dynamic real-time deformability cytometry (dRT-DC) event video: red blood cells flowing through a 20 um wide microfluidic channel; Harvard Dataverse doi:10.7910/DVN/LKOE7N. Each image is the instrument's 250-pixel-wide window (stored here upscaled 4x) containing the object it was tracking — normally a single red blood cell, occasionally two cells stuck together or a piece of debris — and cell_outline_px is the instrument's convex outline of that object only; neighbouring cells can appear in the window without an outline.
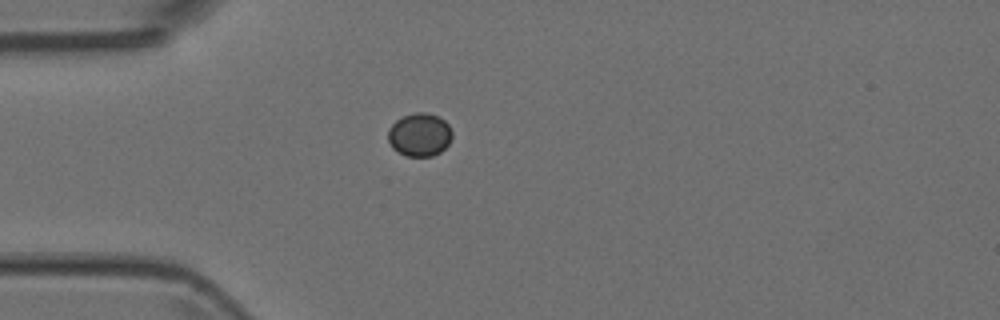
{"species": "Egyptian fruit bat (a non-hibernating species)", "species_latin": "Rousettus aegyptiacus", "temperature_condition": "room temperature", "stored_images_in_passage": 2, "camera_frame_rate_fps": 3000, "um_per_image_px": 0.085, "animal": {"sex": "female"}, "frame": {"image": 1, "passage_image": 1, "time_ms": 0.0, "image_size_px": [1000, 320], "cell_outline_px": [[452, 136], [448, 144], [440, 152], [432, 156], [404, 156], [392, 148], [388, 140], [388, 128], [396, 120], [404, 116], [416, 112], [428, 112], [444, 120], [448, 124], [452, 132]], "centroid_in_image_um": [35.65, 11.45], "position_along_channel_um": 49.4, "area_um2": 16.18}}